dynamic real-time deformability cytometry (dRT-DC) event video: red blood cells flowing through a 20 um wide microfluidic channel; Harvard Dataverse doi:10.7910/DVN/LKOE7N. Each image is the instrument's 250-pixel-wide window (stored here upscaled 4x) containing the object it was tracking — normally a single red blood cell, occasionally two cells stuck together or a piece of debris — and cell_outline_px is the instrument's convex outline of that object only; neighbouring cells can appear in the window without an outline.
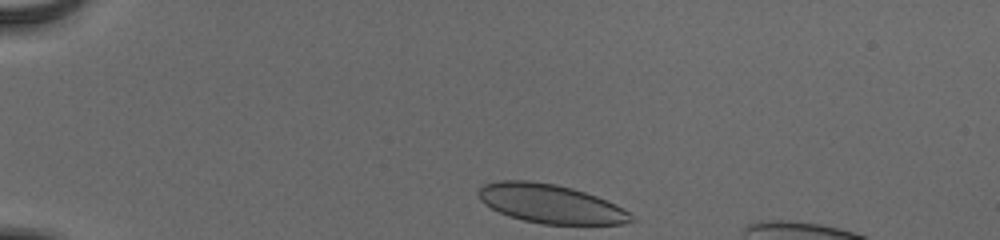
{"species": "human", "species_latin": "Homo sapiens", "temperature_condition": "cold", "stored_images_in_passage": 38, "camera_frame_rate_fps": 3000, "um_per_image_px": 0.085, "donor": {"sex": "male"}, "frame": {"image": 1, "passage_image": 1, "time_ms": 0.0, "image_size_px": [1000, 240], "cell_outline_px": [[636, 220], [620, 224], [540, 224], [508, 216], [484, 204], [480, 200], [476, 192], [484, 184], [500, 180], [528, 180], [556, 184], [572, 188], [596, 196], [616, 204], [628, 212]], "centroid_in_image_um": [46.77, 17.31], "position_along_channel_um": 38.2, "area_um2": 34.56}}
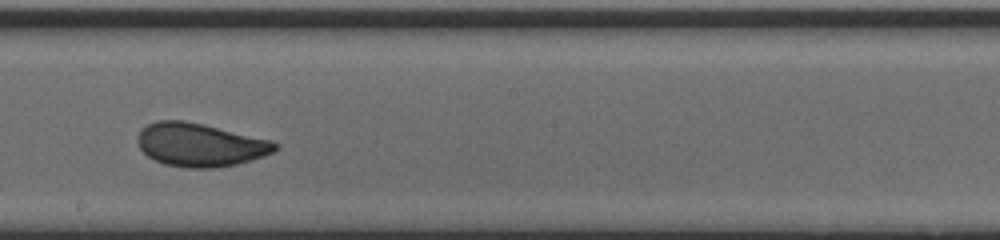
{"frame": {"image": 2, "passage_image": 21, "time_ms": 6.667, "image_size_px": [1000, 240], "cell_outline_px": [[276, 148], [272, 152], [264, 156], [252, 160], [236, 164], [212, 168], [188, 168], [164, 164], [148, 156], [140, 148], [136, 140], [136, 136], [140, 128], [156, 120], [184, 120], [204, 124], [272, 140], [276, 144]], "centroid_in_image_um": [16.96, 12.29], "position_along_channel_um": 231.2, "area_um2": 34.8}}
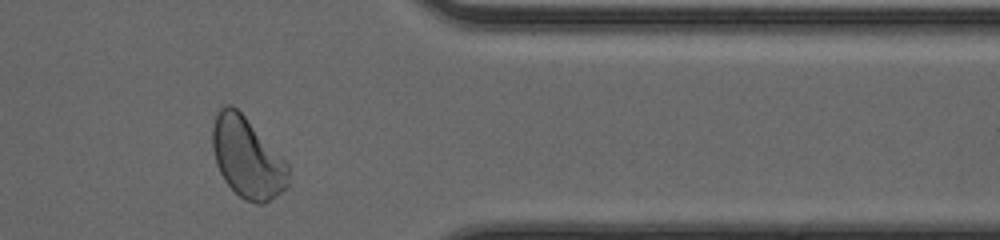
{"frame": {"image": 3, "passage_image": 34, "time_ms": 11.0, "image_size_px": [1000, 240], "cell_outline_px": [[288, 188], [264, 204], [256, 204], [244, 200], [224, 180], [216, 164], [212, 148], [212, 124], [216, 112], [220, 108], [228, 104], [232, 104], [244, 116], [288, 164]], "centroid_in_image_um": [20.99, 13.42], "position_along_channel_um": 390.4, "area_um2": 35.43}, "authors_computed_cell_mechanics": {"area_um2": 34.7956, "velocity_mm_per_s": 3.8764, "shape_relaxation_time_tau1_ms": 3.18, "shape_relaxation_time_tau2_ms": null, "deformation_change_tau1": 0.1065, "deformation_change_tau2": null}}